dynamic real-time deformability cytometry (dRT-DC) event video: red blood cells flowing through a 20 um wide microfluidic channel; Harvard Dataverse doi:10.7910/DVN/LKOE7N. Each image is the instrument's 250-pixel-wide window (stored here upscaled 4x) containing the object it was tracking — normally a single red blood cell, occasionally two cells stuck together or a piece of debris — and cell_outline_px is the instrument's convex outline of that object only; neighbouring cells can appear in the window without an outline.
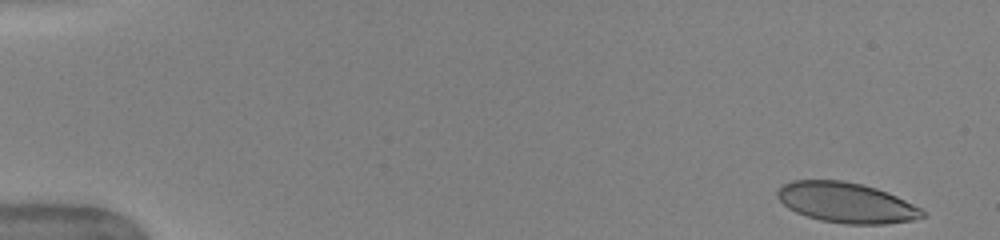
{"species": "human", "species_latin": "Homo sapiens", "temperature_condition": "warm", "stored_images_in_passage": 49, "camera_frame_rate_fps": 3000, "um_per_image_px": 0.085, "donor": {"sex": "female"}, "frame": {"image": 1, "passage_image": 1, "time_ms": 0.0, "image_size_px": [1000, 240], "cell_outline_px": [[924, 216], [916, 220], [884, 224], [844, 224], [820, 220], [796, 212], [788, 208], [776, 196], [776, 192], [780, 184], [792, 180], [844, 180], [876, 188], [888, 192], [920, 208], [924, 212]], "centroid_in_image_um": [71.9, 17.22], "position_along_channel_um": 13.1, "area_um2": 34.1}}
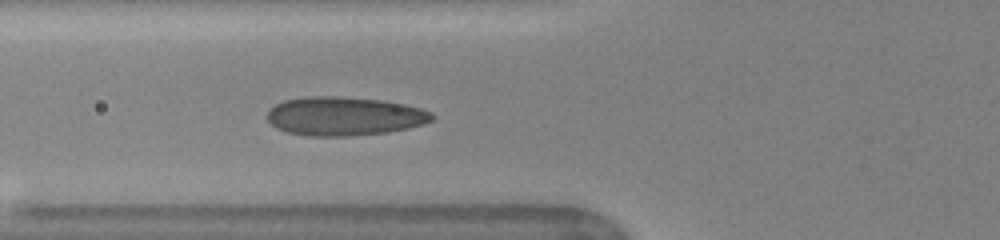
{"frame": {"image": 2, "passage_image": 18, "time_ms": 5.667, "image_size_px": [1000, 240], "cell_outline_px": [[436, 116], [432, 120], [424, 124], [408, 128], [388, 132], [348, 136], [308, 136], [288, 132], [276, 128], [268, 120], [268, 108], [284, 100], [308, 96], [336, 96], [384, 100], [404, 104], [420, 108], [432, 112]], "centroid_in_image_um": [29.28, 9.87], "position_along_channel_um": 96.5, "area_um2": 37.4}}
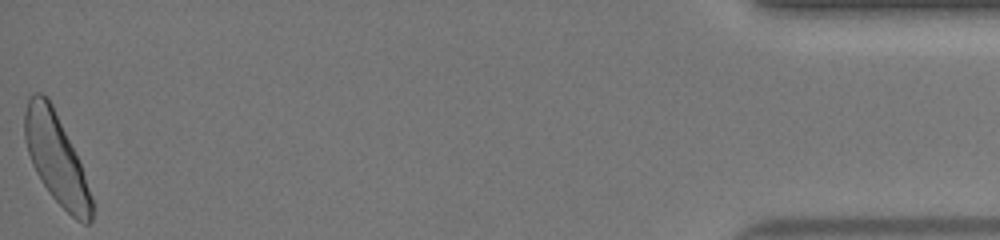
{"frame": {"image": 3, "passage_image": 49, "time_ms": 16.0, "image_size_px": [1000, 240], "cell_outline_px": [[92, 220], [88, 224], [84, 224], [76, 220], [48, 192], [36, 172], [32, 164], [24, 140], [24, 112], [28, 96], [36, 92], [40, 92], [48, 96], [52, 104], [80, 164], [92, 200]], "centroid_in_image_um": [4.73, 13.43], "position_along_channel_um": 430.5, "area_um2": 34.51}, "authors_computed_cell_mechanics": {"area_um2": 34.7956, "velocity_mm_per_s": 4.0262, "shape_relaxation_time_tau1_ms": 3.912, "shape_relaxation_time_tau2_ms": null, "deformation_change_tau1": 0.1325, "deformation_change_tau2": null}}